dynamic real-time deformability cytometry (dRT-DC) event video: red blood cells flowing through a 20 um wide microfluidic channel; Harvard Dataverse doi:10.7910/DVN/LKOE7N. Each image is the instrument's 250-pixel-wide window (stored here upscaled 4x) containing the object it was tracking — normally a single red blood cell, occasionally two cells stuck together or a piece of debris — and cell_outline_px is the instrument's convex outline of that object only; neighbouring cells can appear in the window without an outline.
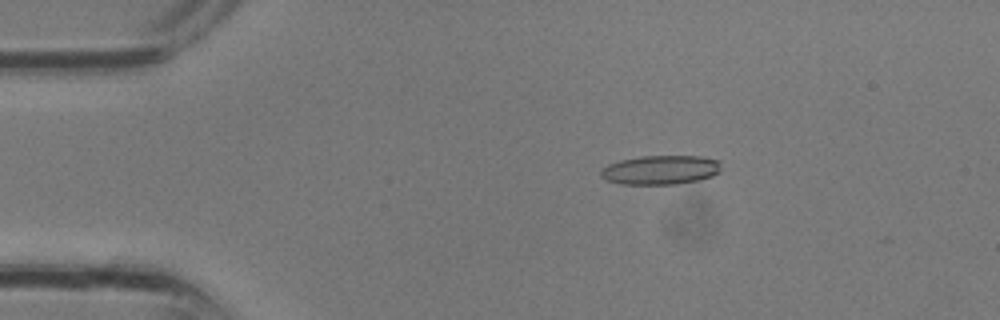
{"species": "common noctule bat (a hibernating species)", "species_latin": "Nyctalus noctula", "temperature_condition": "room temperature", "stored_images_in_passage": 12, "camera_frame_rate_fps": 3000, "um_per_image_px": 0.085, "animal": {"sex": "male", "body_mass_g": 13.3}, "frame": {"image": 1, "passage_image": 6, "time_ms": 1.667, "image_size_px": [1000, 320], "cell_outline_px": [[720, 172], [712, 176], [700, 180], [676, 184], [620, 184], [608, 180], [600, 176], [600, 172], [608, 164], [620, 160], [640, 156], [700, 156], [720, 160]], "centroid_in_image_um": [56.17, 14.44], "position_along_channel_um": 28.8, "area_um2": 20.52}}
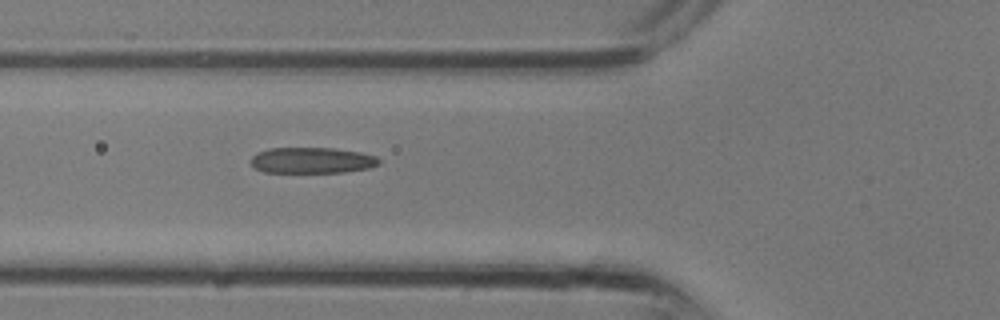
{"frame": {"image": 2, "passage_image": 12, "time_ms": 3.667, "image_size_px": [1000, 320], "cell_outline_px": [[380, 164], [368, 168], [344, 172], [264, 172], [256, 168], [248, 160], [256, 152], [268, 148], [336, 148], [360, 152], [376, 156], [380, 160]], "centroid_in_image_um": [26.5, 13.62], "position_along_channel_um": 99.3, "area_um2": 19.48}}